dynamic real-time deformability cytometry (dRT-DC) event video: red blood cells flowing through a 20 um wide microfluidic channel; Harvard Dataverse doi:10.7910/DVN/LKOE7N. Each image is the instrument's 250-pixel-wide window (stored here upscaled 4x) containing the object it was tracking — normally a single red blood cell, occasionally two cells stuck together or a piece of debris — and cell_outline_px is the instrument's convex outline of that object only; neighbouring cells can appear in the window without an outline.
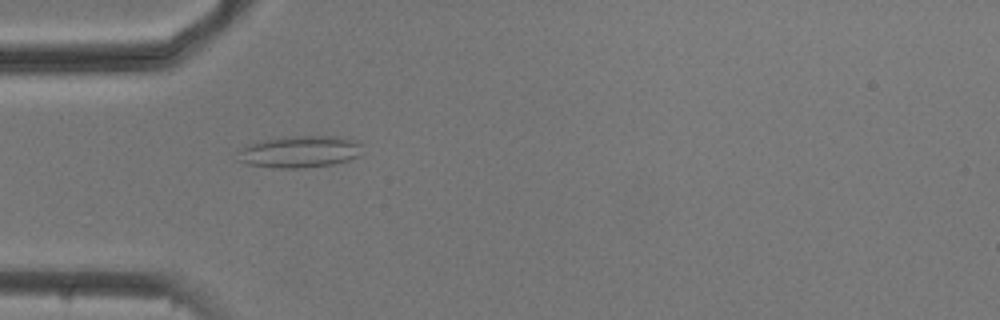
{"species": "common noctule bat (a hibernating species)", "species_latin": "Nyctalus noctula", "temperature_condition": "cold", "stored_images_in_passage": 54, "camera_frame_rate_fps": 3000, "um_per_image_px": 0.085, "animal": {"sex": "male", "body_mass_g": 20.5, "forearm_length_mm": 52.5}, "frame": {"image": 1, "passage_image": 16, "time_ms": 5.0, "image_size_px": [1000, 320], "cell_outline_px": [[364, 144], [360, 156], [348, 160], [332, 164], [296, 168], [280, 168], [248, 164], [236, 160], [244, 148], [248, 144], [264, 140], [292, 136], [336, 136]], "centroid_in_image_um": [25.53, 12.89], "position_along_channel_um": 59.5, "area_um2": 22.77}}
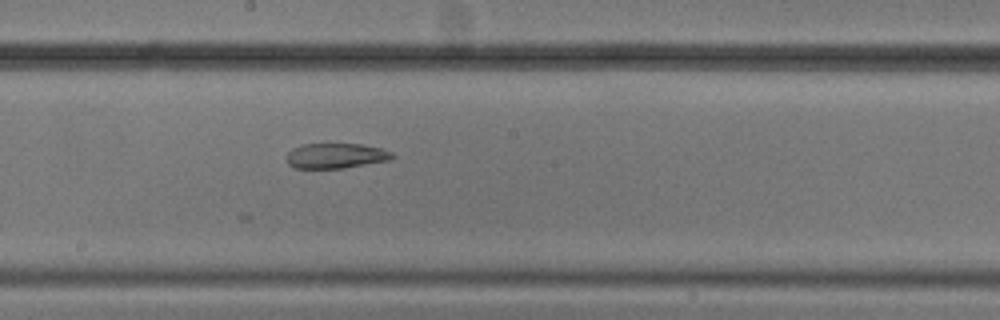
{"frame": {"image": 2, "passage_image": 29, "time_ms": 9.333, "image_size_px": [1000, 320], "cell_outline_px": [[396, 156], [392, 160], [344, 168], [296, 168], [288, 164], [288, 152], [292, 148], [300, 144], [360, 144], [380, 148], [392, 152]], "centroid_in_image_um": [28.58, 13.24], "position_along_channel_um": 219.6, "area_um2": 15.55}}
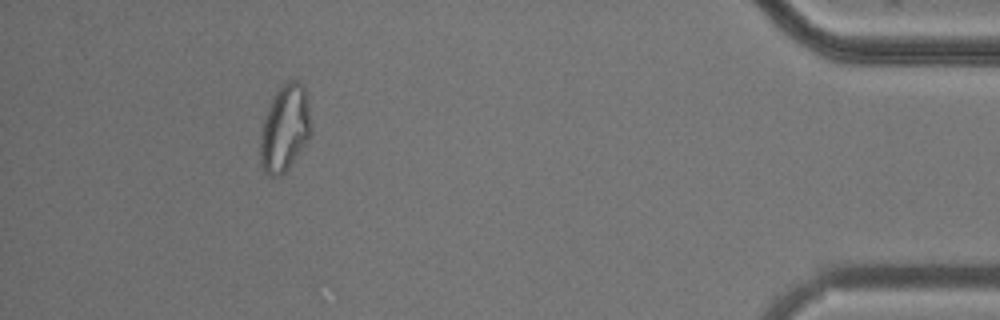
{"frame": {"image": 3, "passage_image": 49, "time_ms": 16.0, "image_size_px": [1000, 320], "cell_outline_px": [[312, 132], [308, 140], [288, 168], [280, 176], [268, 176], [264, 172], [260, 164], [260, 132], [272, 96], [280, 84], [288, 80], [300, 80], [304, 88], [308, 100], [312, 124]], "centroid_in_image_um": [24.21, 10.88], "position_along_channel_um": 411.0, "area_um2": 26.13}, "authors_computed_cell_mechanics": {"area_um2": 23.0044, "velocity_mm_per_s": 3.7471, "shape_relaxation_time_tau1_ms": null, "shape_relaxation_time_tau2_ms": 3.2629, "deformation_change_tau1": null, "deformation_change_tau2": 0.1059}}